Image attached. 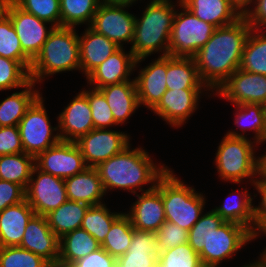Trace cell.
<instances>
[{"mask_svg": "<svg viewBox=\"0 0 266 267\" xmlns=\"http://www.w3.org/2000/svg\"><path fill=\"white\" fill-rule=\"evenodd\" d=\"M22 10L33 14L51 26L61 27L59 0H12Z\"/></svg>", "mask_w": 266, "mask_h": 267, "instance_id": "cell-42", "label": "cell"}, {"mask_svg": "<svg viewBox=\"0 0 266 267\" xmlns=\"http://www.w3.org/2000/svg\"><path fill=\"white\" fill-rule=\"evenodd\" d=\"M123 212H111L106 204L90 206L82 220L81 229L86 230L100 244L104 241L112 223Z\"/></svg>", "mask_w": 266, "mask_h": 267, "instance_id": "cell-38", "label": "cell"}, {"mask_svg": "<svg viewBox=\"0 0 266 267\" xmlns=\"http://www.w3.org/2000/svg\"><path fill=\"white\" fill-rule=\"evenodd\" d=\"M137 200L133 202L130 210L125 214L129 217L134 229L139 231L157 232L166 221L162 202V195L154 189L136 194Z\"/></svg>", "mask_w": 266, "mask_h": 267, "instance_id": "cell-21", "label": "cell"}, {"mask_svg": "<svg viewBox=\"0 0 266 267\" xmlns=\"http://www.w3.org/2000/svg\"><path fill=\"white\" fill-rule=\"evenodd\" d=\"M57 119L62 141L76 142L94 129L90 104L82 91L62 110Z\"/></svg>", "mask_w": 266, "mask_h": 267, "instance_id": "cell-18", "label": "cell"}, {"mask_svg": "<svg viewBox=\"0 0 266 267\" xmlns=\"http://www.w3.org/2000/svg\"><path fill=\"white\" fill-rule=\"evenodd\" d=\"M157 234L134 229L128 251L116 258V267H158Z\"/></svg>", "mask_w": 266, "mask_h": 267, "instance_id": "cell-22", "label": "cell"}, {"mask_svg": "<svg viewBox=\"0 0 266 267\" xmlns=\"http://www.w3.org/2000/svg\"><path fill=\"white\" fill-rule=\"evenodd\" d=\"M196 17L216 28L234 23L242 15L232 0H181Z\"/></svg>", "mask_w": 266, "mask_h": 267, "instance_id": "cell-25", "label": "cell"}, {"mask_svg": "<svg viewBox=\"0 0 266 267\" xmlns=\"http://www.w3.org/2000/svg\"><path fill=\"white\" fill-rule=\"evenodd\" d=\"M90 206L81 202L67 200L57 209L45 215L51 230L60 239L67 233L79 229Z\"/></svg>", "mask_w": 266, "mask_h": 267, "instance_id": "cell-32", "label": "cell"}, {"mask_svg": "<svg viewBox=\"0 0 266 267\" xmlns=\"http://www.w3.org/2000/svg\"><path fill=\"white\" fill-rule=\"evenodd\" d=\"M251 26L242 15L234 23L218 27L193 56L199 78L212 93L240 68Z\"/></svg>", "mask_w": 266, "mask_h": 267, "instance_id": "cell-1", "label": "cell"}, {"mask_svg": "<svg viewBox=\"0 0 266 267\" xmlns=\"http://www.w3.org/2000/svg\"><path fill=\"white\" fill-rule=\"evenodd\" d=\"M156 188L162 195L166 221L189 231L204 212L203 193L184 184L171 169L157 181Z\"/></svg>", "mask_w": 266, "mask_h": 267, "instance_id": "cell-5", "label": "cell"}, {"mask_svg": "<svg viewBox=\"0 0 266 267\" xmlns=\"http://www.w3.org/2000/svg\"><path fill=\"white\" fill-rule=\"evenodd\" d=\"M25 200V188L0 179V211Z\"/></svg>", "mask_w": 266, "mask_h": 267, "instance_id": "cell-48", "label": "cell"}, {"mask_svg": "<svg viewBox=\"0 0 266 267\" xmlns=\"http://www.w3.org/2000/svg\"><path fill=\"white\" fill-rule=\"evenodd\" d=\"M81 72L87 77L97 66L120 47L89 26L78 36Z\"/></svg>", "mask_w": 266, "mask_h": 267, "instance_id": "cell-23", "label": "cell"}, {"mask_svg": "<svg viewBox=\"0 0 266 267\" xmlns=\"http://www.w3.org/2000/svg\"><path fill=\"white\" fill-rule=\"evenodd\" d=\"M138 0H99L100 4H126L132 5Z\"/></svg>", "mask_w": 266, "mask_h": 267, "instance_id": "cell-53", "label": "cell"}, {"mask_svg": "<svg viewBox=\"0 0 266 267\" xmlns=\"http://www.w3.org/2000/svg\"><path fill=\"white\" fill-rule=\"evenodd\" d=\"M0 56L18 61L29 72L32 61L24 54L8 16L0 21Z\"/></svg>", "mask_w": 266, "mask_h": 267, "instance_id": "cell-39", "label": "cell"}, {"mask_svg": "<svg viewBox=\"0 0 266 267\" xmlns=\"http://www.w3.org/2000/svg\"><path fill=\"white\" fill-rule=\"evenodd\" d=\"M213 94L230 101L233 105H263L266 102V75L237 69Z\"/></svg>", "mask_w": 266, "mask_h": 267, "instance_id": "cell-15", "label": "cell"}, {"mask_svg": "<svg viewBox=\"0 0 266 267\" xmlns=\"http://www.w3.org/2000/svg\"><path fill=\"white\" fill-rule=\"evenodd\" d=\"M257 145L249 138L225 134L214 160L220 179L241 184L243 179L250 178L251 185H254L260 173V157L255 155Z\"/></svg>", "mask_w": 266, "mask_h": 267, "instance_id": "cell-6", "label": "cell"}, {"mask_svg": "<svg viewBox=\"0 0 266 267\" xmlns=\"http://www.w3.org/2000/svg\"><path fill=\"white\" fill-rule=\"evenodd\" d=\"M64 267H116V257L111 256L102 247L89 255Z\"/></svg>", "mask_w": 266, "mask_h": 267, "instance_id": "cell-49", "label": "cell"}, {"mask_svg": "<svg viewBox=\"0 0 266 267\" xmlns=\"http://www.w3.org/2000/svg\"><path fill=\"white\" fill-rule=\"evenodd\" d=\"M254 74L266 75V31L251 29L246 40L240 68Z\"/></svg>", "mask_w": 266, "mask_h": 267, "instance_id": "cell-34", "label": "cell"}, {"mask_svg": "<svg viewBox=\"0 0 266 267\" xmlns=\"http://www.w3.org/2000/svg\"><path fill=\"white\" fill-rule=\"evenodd\" d=\"M0 267H54L50 262L20 246L0 247Z\"/></svg>", "mask_w": 266, "mask_h": 267, "instance_id": "cell-41", "label": "cell"}, {"mask_svg": "<svg viewBox=\"0 0 266 267\" xmlns=\"http://www.w3.org/2000/svg\"><path fill=\"white\" fill-rule=\"evenodd\" d=\"M158 267H203L199 254L184 243L159 252Z\"/></svg>", "mask_w": 266, "mask_h": 267, "instance_id": "cell-43", "label": "cell"}, {"mask_svg": "<svg viewBox=\"0 0 266 267\" xmlns=\"http://www.w3.org/2000/svg\"><path fill=\"white\" fill-rule=\"evenodd\" d=\"M25 199L36 215L45 216L68 200L65 180L43 172L34 166L25 189Z\"/></svg>", "mask_w": 266, "mask_h": 267, "instance_id": "cell-10", "label": "cell"}, {"mask_svg": "<svg viewBox=\"0 0 266 267\" xmlns=\"http://www.w3.org/2000/svg\"><path fill=\"white\" fill-rule=\"evenodd\" d=\"M235 122L241 132L229 130L226 135L231 137L248 138L246 131L254 132L253 141L258 145L266 142V123L262 104H236ZM246 135V136H245Z\"/></svg>", "mask_w": 266, "mask_h": 267, "instance_id": "cell-31", "label": "cell"}, {"mask_svg": "<svg viewBox=\"0 0 266 267\" xmlns=\"http://www.w3.org/2000/svg\"><path fill=\"white\" fill-rule=\"evenodd\" d=\"M225 221L214 210L202 213L199 220L188 231V244L196 253H200L207 246L211 234Z\"/></svg>", "mask_w": 266, "mask_h": 267, "instance_id": "cell-40", "label": "cell"}, {"mask_svg": "<svg viewBox=\"0 0 266 267\" xmlns=\"http://www.w3.org/2000/svg\"><path fill=\"white\" fill-rule=\"evenodd\" d=\"M251 4L254 7H246L243 16L252 29L262 30L266 28V0H252Z\"/></svg>", "mask_w": 266, "mask_h": 267, "instance_id": "cell-50", "label": "cell"}, {"mask_svg": "<svg viewBox=\"0 0 266 267\" xmlns=\"http://www.w3.org/2000/svg\"><path fill=\"white\" fill-rule=\"evenodd\" d=\"M19 246L33 252L50 262L54 267H57L59 238L49 227L45 216L35 214L30 219Z\"/></svg>", "mask_w": 266, "mask_h": 267, "instance_id": "cell-19", "label": "cell"}, {"mask_svg": "<svg viewBox=\"0 0 266 267\" xmlns=\"http://www.w3.org/2000/svg\"><path fill=\"white\" fill-rule=\"evenodd\" d=\"M126 4H100L92 22L91 29L106 36L119 47L124 43H132L134 37L135 18L125 8Z\"/></svg>", "mask_w": 266, "mask_h": 267, "instance_id": "cell-11", "label": "cell"}, {"mask_svg": "<svg viewBox=\"0 0 266 267\" xmlns=\"http://www.w3.org/2000/svg\"><path fill=\"white\" fill-rule=\"evenodd\" d=\"M18 129L24 153L34 157L61 141L58 126L51 125L42 94L27 109Z\"/></svg>", "mask_w": 266, "mask_h": 267, "instance_id": "cell-8", "label": "cell"}, {"mask_svg": "<svg viewBox=\"0 0 266 267\" xmlns=\"http://www.w3.org/2000/svg\"><path fill=\"white\" fill-rule=\"evenodd\" d=\"M30 80L20 92L12 93L0 102V127L18 126L27 109L42 94Z\"/></svg>", "mask_w": 266, "mask_h": 267, "instance_id": "cell-30", "label": "cell"}, {"mask_svg": "<svg viewBox=\"0 0 266 267\" xmlns=\"http://www.w3.org/2000/svg\"><path fill=\"white\" fill-rule=\"evenodd\" d=\"M82 92L87 96L92 111V120L95 129H108L115 123L111 108L109 107L103 93L94 88H84Z\"/></svg>", "mask_w": 266, "mask_h": 267, "instance_id": "cell-44", "label": "cell"}, {"mask_svg": "<svg viewBox=\"0 0 266 267\" xmlns=\"http://www.w3.org/2000/svg\"><path fill=\"white\" fill-rule=\"evenodd\" d=\"M254 188L260 194V203L254 206V234L266 223V177L259 173Z\"/></svg>", "mask_w": 266, "mask_h": 267, "instance_id": "cell-51", "label": "cell"}, {"mask_svg": "<svg viewBox=\"0 0 266 267\" xmlns=\"http://www.w3.org/2000/svg\"><path fill=\"white\" fill-rule=\"evenodd\" d=\"M12 0H0V21L7 16L8 8Z\"/></svg>", "mask_w": 266, "mask_h": 267, "instance_id": "cell-52", "label": "cell"}, {"mask_svg": "<svg viewBox=\"0 0 266 267\" xmlns=\"http://www.w3.org/2000/svg\"><path fill=\"white\" fill-rule=\"evenodd\" d=\"M34 215L26 199L0 211V247L19 246L25 228Z\"/></svg>", "mask_w": 266, "mask_h": 267, "instance_id": "cell-26", "label": "cell"}, {"mask_svg": "<svg viewBox=\"0 0 266 267\" xmlns=\"http://www.w3.org/2000/svg\"><path fill=\"white\" fill-rule=\"evenodd\" d=\"M260 173L266 177V152L260 156Z\"/></svg>", "mask_w": 266, "mask_h": 267, "instance_id": "cell-56", "label": "cell"}, {"mask_svg": "<svg viewBox=\"0 0 266 267\" xmlns=\"http://www.w3.org/2000/svg\"><path fill=\"white\" fill-rule=\"evenodd\" d=\"M208 89L167 90L158 105L152 110L171 127H182L197 110L199 100Z\"/></svg>", "mask_w": 266, "mask_h": 267, "instance_id": "cell-16", "label": "cell"}, {"mask_svg": "<svg viewBox=\"0 0 266 267\" xmlns=\"http://www.w3.org/2000/svg\"><path fill=\"white\" fill-rule=\"evenodd\" d=\"M233 3L242 11L249 5L251 6L252 0H232Z\"/></svg>", "mask_w": 266, "mask_h": 267, "instance_id": "cell-54", "label": "cell"}, {"mask_svg": "<svg viewBox=\"0 0 266 267\" xmlns=\"http://www.w3.org/2000/svg\"><path fill=\"white\" fill-rule=\"evenodd\" d=\"M23 152L18 126L0 127V156Z\"/></svg>", "mask_w": 266, "mask_h": 267, "instance_id": "cell-47", "label": "cell"}, {"mask_svg": "<svg viewBox=\"0 0 266 267\" xmlns=\"http://www.w3.org/2000/svg\"><path fill=\"white\" fill-rule=\"evenodd\" d=\"M266 263V248L264 249V251H262V253L260 252V255H259Z\"/></svg>", "mask_w": 266, "mask_h": 267, "instance_id": "cell-57", "label": "cell"}, {"mask_svg": "<svg viewBox=\"0 0 266 267\" xmlns=\"http://www.w3.org/2000/svg\"><path fill=\"white\" fill-rule=\"evenodd\" d=\"M76 28L54 27L41 51L31 63L29 77L42 83L45 77L65 71L81 70Z\"/></svg>", "mask_w": 266, "mask_h": 267, "instance_id": "cell-4", "label": "cell"}, {"mask_svg": "<svg viewBox=\"0 0 266 267\" xmlns=\"http://www.w3.org/2000/svg\"><path fill=\"white\" fill-rule=\"evenodd\" d=\"M263 111H264V117H265V123H266V102L263 104Z\"/></svg>", "mask_w": 266, "mask_h": 267, "instance_id": "cell-58", "label": "cell"}, {"mask_svg": "<svg viewBox=\"0 0 266 267\" xmlns=\"http://www.w3.org/2000/svg\"><path fill=\"white\" fill-rule=\"evenodd\" d=\"M254 240V235L245 227L234 222H224L210 236L207 246L199 253L203 267H219ZM227 258V259H226Z\"/></svg>", "mask_w": 266, "mask_h": 267, "instance_id": "cell-9", "label": "cell"}, {"mask_svg": "<svg viewBox=\"0 0 266 267\" xmlns=\"http://www.w3.org/2000/svg\"><path fill=\"white\" fill-rule=\"evenodd\" d=\"M35 166V157L26 153H17L0 156V179L28 186L32 170Z\"/></svg>", "mask_w": 266, "mask_h": 267, "instance_id": "cell-35", "label": "cell"}, {"mask_svg": "<svg viewBox=\"0 0 266 267\" xmlns=\"http://www.w3.org/2000/svg\"><path fill=\"white\" fill-rule=\"evenodd\" d=\"M35 166L43 172L64 180L87 168L76 142L62 140L39 153L35 157Z\"/></svg>", "mask_w": 266, "mask_h": 267, "instance_id": "cell-13", "label": "cell"}, {"mask_svg": "<svg viewBox=\"0 0 266 267\" xmlns=\"http://www.w3.org/2000/svg\"><path fill=\"white\" fill-rule=\"evenodd\" d=\"M242 267H266V263L265 261L261 258L258 257V260H254V262H249V264L247 263V265H243Z\"/></svg>", "mask_w": 266, "mask_h": 267, "instance_id": "cell-55", "label": "cell"}, {"mask_svg": "<svg viewBox=\"0 0 266 267\" xmlns=\"http://www.w3.org/2000/svg\"><path fill=\"white\" fill-rule=\"evenodd\" d=\"M130 136L125 132L110 129H92L81 136L76 144L87 167L96 168L100 163L120 153L130 144Z\"/></svg>", "mask_w": 266, "mask_h": 267, "instance_id": "cell-12", "label": "cell"}, {"mask_svg": "<svg viewBox=\"0 0 266 267\" xmlns=\"http://www.w3.org/2000/svg\"><path fill=\"white\" fill-rule=\"evenodd\" d=\"M135 62L133 53L131 51L127 53L120 47L86 77L87 83L99 90L108 85L134 80L130 79V76L139 66Z\"/></svg>", "mask_w": 266, "mask_h": 267, "instance_id": "cell-17", "label": "cell"}, {"mask_svg": "<svg viewBox=\"0 0 266 267\" xmlns=\"http://www.w3.org/2000/svg\"><path fill=\"white\" fill-rule=\"evenodd\" d=\"M100 247V243L86 230L75 229L59 239L57 267L72 265Z\"/></svg>", "mask_w": 266, "mask_h": 267, "instance_id": "cell-28", "label": "cell"}, {"mask_svg": "<svg viewBox=\"0 0 266 267\" xmlns=\"http://www.w3.org/2000/svg\"><path fill=\"white\" fill-rule=\"evenodd\" d=\"M29 81V72L18 61L0 56V91L23 88Z\"/></svg>", "mask_w": 266, "mask_h": 267, "instance_id": "cell-45", "label": "cell"}, {"mask_svg": "<svg viewBox=\"0 0 266 267\" xmlns=\"http://www.w3.org/2000/svg\"><path fill=\"white\" fill-rule=\"evenodd\" d=\"M172 0H150L142 16L135 18L134 37L130 51L136 58L135 64L144 61L156 52L169 55V42L176 14Z\"/></svg>", "mask_w": 266, "mask_h": 267, "instance_id": "cell-3", "label": "cell"}, {"mask_svg": "<svg viewBox=\"0 0 266 267\" xmlns=\"http://www.w3.org/2000/svg\"><path fill=\"white\" fill-rule=\"evenodd\" d=\"M7 16L17 33L24 54L33 61L54 26L48 28L46 25L50 23L22 10L13 1L9 5Z\"/></svg>", "mask_w": 266, "mask_h": 267, "instance_id": "cell-14", "label": "cell"}, {"mask_svg": "<svg viewBox=\"0 0 266 267\" xmlns=\"http://www.w3.org/2000/svg\"><path fill=\"white\" fill-rule=\"evenodd\" d=\"M235 200L225 201L214 210L225 222H234L245 226L254 235V204L251 193L247 188L245 191L239 190ZM234 196V195H232Z\"/></svg>", "mask_w": 266, "mask_h": 267, "instance_id": "cell-33", "label": "cell"}, {"mask_svg": "<svg viewBox=\"0 0 266 267\" xmlns=\"http://www.w3.org/2000/svg\"><path fill=\"white\" fill-rule=\"evenodd\" d=\"M177 3L181 11L177 9L174 17L169 42V55L193 57L211 38L216 27L196 17L181 3V0H177Z\"/></svg>", "mask_w": 266, "mask_h": 267, "instance_id": "cell-7", "label": "cell"}, {"mask_svg": "<svg viewBox=\"0 0 266 267\" xmlns=\"http://www.w3.org/2000/svg\"><path fill=\"white\" fill-rule=\"evenodd\" d=\"M156 234L159 252L188 243V231L168 221L159 227Z\"/></svg>", "mask_w": 266, "mask_h": 267, "instance_id": "cell-46", "label": "cell"}, {"mask_svg": "<svg viewBox=\"0 0 266 267\" xmlns=\"http://www.w3.org/2000/svg\"><path fill=\"white\" fill-rule=\"evenodd\" d=\"M65 188L68 200L89 206L104 204L102 199L106 193L96 168L87 167L83 172L65 179Z\"/></svg>", "mask_w": 266, "mask_h": 267, "instance_id": "cell-24", "label": "cell"}, {"mask_svg": "<svg viewBox=\"0 0 266 267\" xmlns=\"http://www.w3.org/2000/svg\"><path fill=\"white\" fill-rule=\"evenodd\" d=\"M61 26L76 28L92 22L100 3L99 0H59Z\"/></svg>", "mask_w": 266, "mask_h": 267, "instance_id": "cell-37", "label": "cell"}, {"mask_svg": "<svg viewBox=\"0 0 266 267\" xmlns=\"http://www.w3.org/2000/svg\"><path fill=\"white\" fill-rule=\"evenodd\" d=\"M134 228L129 217L122 213L111 225L100 246L111 256L119 257L125 254L131 244Z\"/></svg>", "mask_w": 266, "mask_h": 267, "instance_id": "cell-36", "label": "cell"}, {"mask_svg": "<svg viewBox=\"0 0 266 267\" xmlns=\"http://www.w3.org/2000/svg\"><path fill=\"white\" fill-rule=\"evenodd\" d=\"M166 73L167 56H158L134 77L140 106L144 105L152 111L158 105L167 91Z\"/></svg>", "mask_w": 266, "mask_h": 267, "instance_id": "cell-20", "label": "cell"}, {"mask_svg": "<svg viewBox=\"0 0 266 267\" xmlns=\"http://www.w3.org/2000/svg\"><path fill=\"white\" fill-rule=\"evenodd\" d=\"M111 108L115 123L122 125L140 107L135 80L99 89Z\"/></svg>", "mask_w": 266, "mask_h": 267, "instance_id": "cell-27", "label": "cell"}, {"mask_svg": "<svg viewBox=\"0 0 266 267\" xmlns=\"http://www.w3.org/2000/svg\"><path fill=\"white\" fill-rule=\"evenodd\" d=\"M167 90L208 89L199 78L193 57L167 56Z\"/></svg>", "mask_w": 266, "mask_h": 267, "instance_id": "cell-29", "label": "cell"}, {"mask_svg": "<svg viewBox=\"0 0 266 267\" xmlns=\"http://www.w3.org/2000/svg\"><path fill=\"white\" fill-rule=\"evenodd\" d=\"M129 144L120 153L100 163L99 173L105 193L110 190H127L136 195L137 191L147 192L156 187L157 181L169 170L164 164L153 162L149 152ZM131 148V149H130ZM151 184L147 189L143 185Z\"/></svg>", "mask_w": 266, "mask_h": 267, "instance_id": "cell-2", "label": "cell"}]
</instances>
